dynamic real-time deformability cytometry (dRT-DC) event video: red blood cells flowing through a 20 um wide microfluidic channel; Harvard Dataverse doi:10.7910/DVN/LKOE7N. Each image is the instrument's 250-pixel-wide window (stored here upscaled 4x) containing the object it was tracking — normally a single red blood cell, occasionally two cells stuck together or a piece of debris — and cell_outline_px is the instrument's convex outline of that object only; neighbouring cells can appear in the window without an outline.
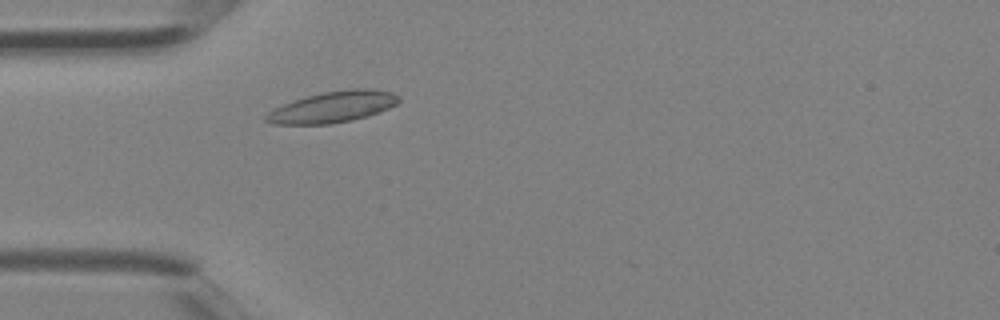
{"species": "Egyptian fruit bat (a non-hibernating species)", "species_latin": "Rousettus aegyptiacus", "temperature_condition": "room temperature", "stored_images_in_passage": 2, "camera_frame_rate_fps": 3000, "um_per_image_px": 0.085, "animal": {"sex": "female"}, "frame": {"image": 1, "passage_image": 2, "time_ms": 0.333, "image_size_px": [1000, 320], "cell_outline_px": [[400, 100], [396, 104], [380, 112], [368, 116], [352, 120], [332, 124], [272, 124], [264, 120], [264, 116], [268, 112], [284, 104], [308, 96], [324, 92], [352, 88], [360, 88], [392, 92], [400, 96]], "centroid_in_image_um": [28.31, 9.1], "position_along_channel_um": 56.7, "area_um2": 23.87}}